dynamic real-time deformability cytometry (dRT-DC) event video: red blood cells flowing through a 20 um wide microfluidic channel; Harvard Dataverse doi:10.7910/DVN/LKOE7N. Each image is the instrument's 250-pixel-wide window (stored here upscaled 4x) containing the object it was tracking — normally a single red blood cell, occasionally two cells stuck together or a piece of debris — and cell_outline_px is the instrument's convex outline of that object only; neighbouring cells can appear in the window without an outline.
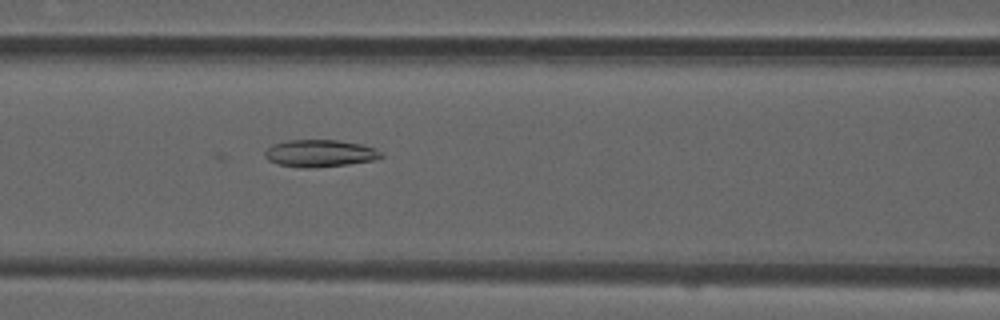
{"species": "common noctule bat (a hibernating species)", "species_latin": "Nyctalus noctula", "temperature_condition": "room temperature", "stored_images_in_passage": 35, "camera_frame_rate_fps": 3000, "um_per_image_px": 0.085, "animal": {"sex": "male", "forearm_length_mm": 52.5}, "frame": {"image": 1, "passage_image": 6, "time_ms": 1.667, "image_size_px": [1000, 320], "cell_outline_px": [[384, 156], [372, 160], [348, 164], [312, 168], [300, 168], [276, 164], [268, 160], [264, 156], [264, 152], [272, 144], [288, 140], [336, 140], [360, 144], [372, 148], [380, 152]], "centroid_in_image_um": [27.11, 13.04], "position_along_channel_um": 139.5, "area_um2": 18.32}}
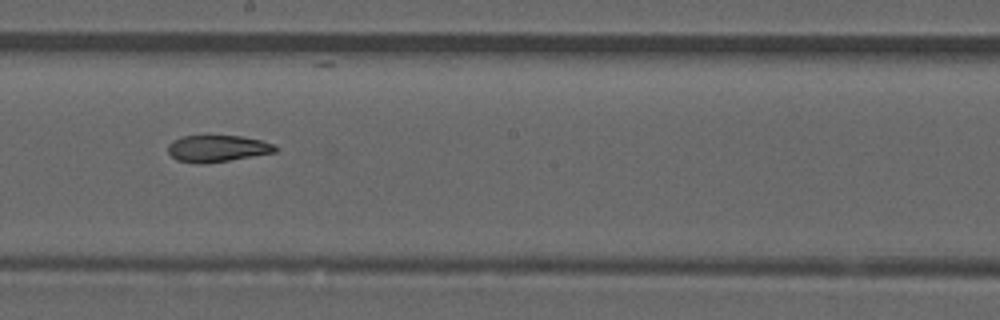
{"frame": {"image": 2, "passage_image": 13, "time_ms": 4.0, "image_size_px": [1000, 320], "cell_outline_px": [[280, 148], [276, 152], [204, 164], [196, 164], [176, 160], [168, 152], [168, 144], [172, 140], [180, 136], [244, 136], [260, 140], [272, 144]], "centroid_in_image_um": [18.44, 12.62], "position_along_channel_um": 229.8, "area_um2": 16.76}}
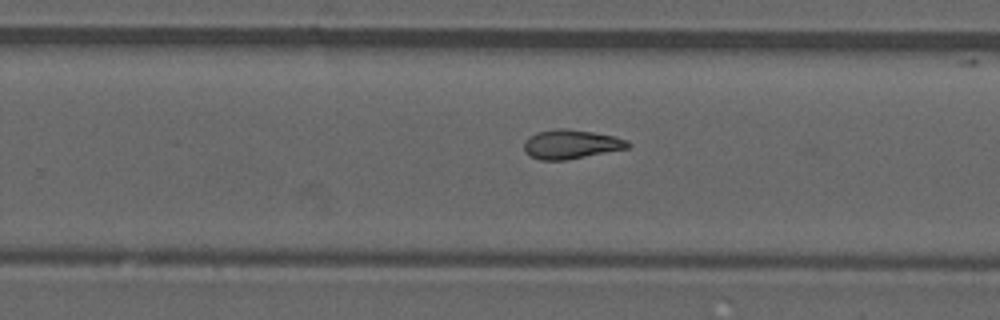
{"frame": {"image": 3, "passage_image": 17, "time_ms": 5.333, "image_size_px": [1000, 320], "cell_outline_px": [[632, 144], [628, 148], [568, 160], [540, 160], [528, 156], [524, 152], [524, 140], [528, 136], [536, 132], [556, 128], [564, 128], [592, 132], [612, 136], [628, 140]], "centroid_in_image_um": [48.49, 12.27], "position_along_channel_um": 281.3, "area_um2": 17.86}}